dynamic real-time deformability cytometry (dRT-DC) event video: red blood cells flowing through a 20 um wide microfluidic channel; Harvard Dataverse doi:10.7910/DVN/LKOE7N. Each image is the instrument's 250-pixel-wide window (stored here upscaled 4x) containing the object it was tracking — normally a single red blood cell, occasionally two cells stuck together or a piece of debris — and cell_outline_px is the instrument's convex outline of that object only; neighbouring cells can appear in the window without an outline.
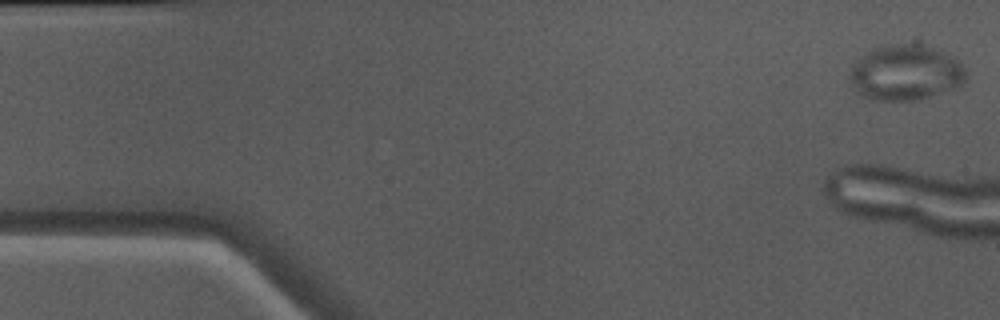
{"species": "Egyptian fruit bat (a non-hibernating species)", "species_latin": "Rousettus aegyptiacus", "temperature_condition": "warm", "stored_images_in_passage": 6, "camera_frame_rate_fps": 3000, "um_per_image_px": 0.085, "animal": {"sex": "male"}, "frame": {"image": 1, "passage_image": 1, "time_ms": 0.0, "image_size_px": [1000, 320], "cell_outline_px": [[964, 80], [960, 84], [952, 88], [920, 100], [868, 100], [860, 96], [848, 76], [856, 60], [860, 56], [872, 48], [892, 44], [904, 44], [932, 48], [956, 60], [964, 68]], "centroid_in_image_um": [76.88, 6.21], "position_along_channel_um": 8.1, "area_um2": 36.82}}